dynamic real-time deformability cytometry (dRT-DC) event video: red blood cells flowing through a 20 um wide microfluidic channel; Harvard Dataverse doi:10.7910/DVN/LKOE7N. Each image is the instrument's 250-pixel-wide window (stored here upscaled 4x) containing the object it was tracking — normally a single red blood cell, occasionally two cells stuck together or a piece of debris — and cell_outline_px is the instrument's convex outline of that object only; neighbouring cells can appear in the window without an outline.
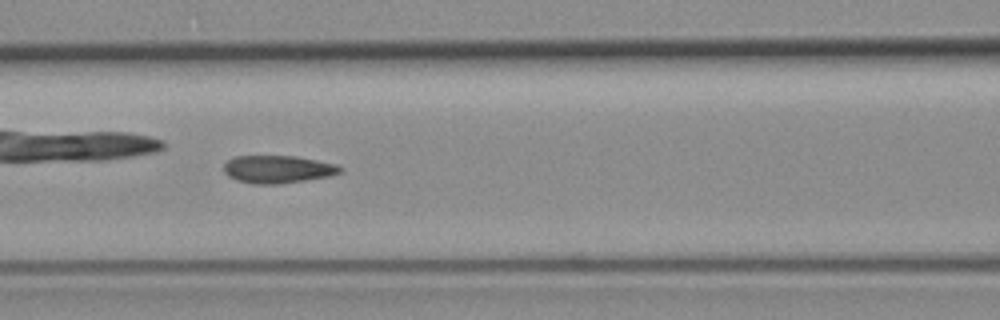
{"species": "common noctule bat (a hibernating species)", "species_latin": "Nyctalus noctula", "temperature_condition": "room temperature", "stored_images_in_passage": 43, "camera_frame_rate_fps": 3000, "um_per_image_px": 0.085, "animal": {"sex": "female", "body_mass_g": 19.3, "forearm_length_mm": 54.1}, "frame": {"image": 1, "passage_image": 22, "time_ms": 7.0, "image_size_px": [1000, 320], "cell_outline_px": [[340, 172], [328, 176], [280, 184], [252, 184], [236, 180], [228, 176], [224, 172], [224, 164], [228, 160], [236, 156], [296, 156], [336, 164], [340, 168]], "centroid_in_image_um": [23.55, 14.39], "position_along_channel_um": 143.0, "area_um2": 18.61}}
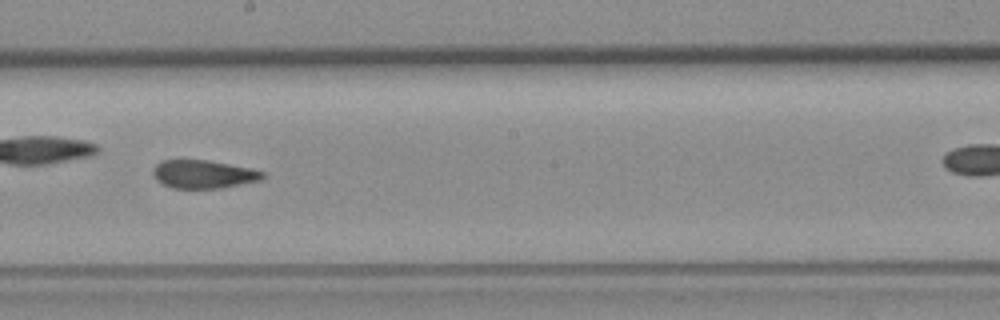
{"frame": {"image": 2, "passage_image": 29, "time_ms": 9.333, "image_size_px": [1000, 320], "cell_outline_px": [[264, 176], [260, 180], [220, 188], [172, 188], [156, 180], [152, 172], [156, 164], [160, 160], [208, 160], [252, 168], [264, 172]], "centroid_in_image_um": [17.28, 14.8], "position_along_channel_um": 230.9, "area_um2": 17.98}}
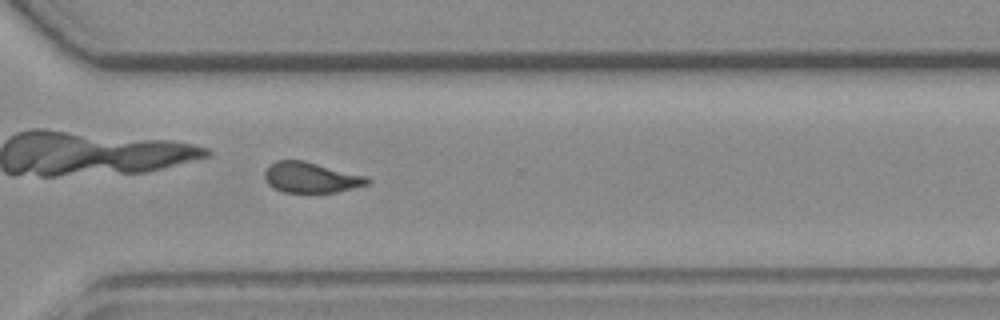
{"frame": {"image": 3, "passage_image": 38, "time_ms": 12.333, "image_size_px": [1000, 320], "cell_outline_px": [[372, 180], [368, 184], [336, 192], [284, 192], [268, 184], [264, 176], [264, 172], [276, 160], [304, 160], [368, 176]], "centroid_in_image_um": [26.47, 15.07], "position_along_channel_um": 344.1, "area_um2": 18.21}}